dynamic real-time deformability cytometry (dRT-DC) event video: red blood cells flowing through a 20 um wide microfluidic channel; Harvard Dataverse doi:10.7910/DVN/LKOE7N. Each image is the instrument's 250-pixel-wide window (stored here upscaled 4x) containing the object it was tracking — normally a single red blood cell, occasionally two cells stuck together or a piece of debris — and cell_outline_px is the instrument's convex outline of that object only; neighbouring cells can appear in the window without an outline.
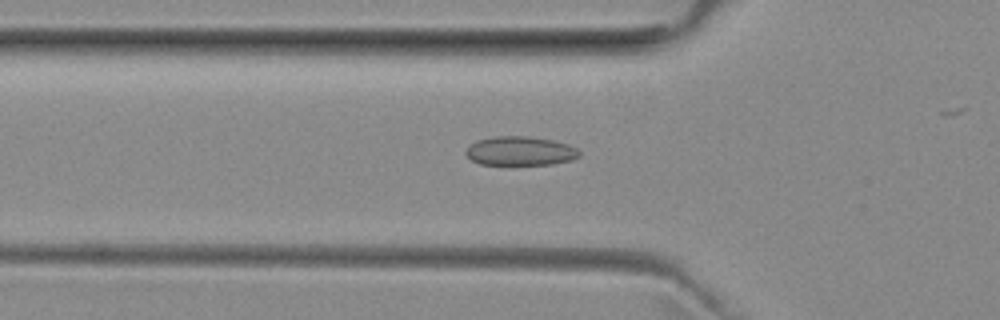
{"species": "common noctule bat (a hibernating species)", "species_latin": "Nyctalus noctula", "temperature_condition": "room temperature", "stored_images_in_passage": 40, "camera_frame_rate_fps": 3000, "um_per_image_px": 0.085, "animal": {"sex": "female", "body_mass_g": 29.2, "forearm_length_mm": 56.3}, "frame": {"image": 1, "passage_image": 16, "time_ms": 5.0, "image_size_px": [1000, 320], "cell_outline_px": [[580, 156], [572, 160], [552, 164], [480, 164], [472, 160], [464, 152], [476, 140], [492, 136], [528, 136], [552, 140], [568, 144], [576, 148], [580, 152]], "centroid_in_image_um": [44.23, 12.82], "position_along_channel_um": 81.6, "area_um2": 19.13}}
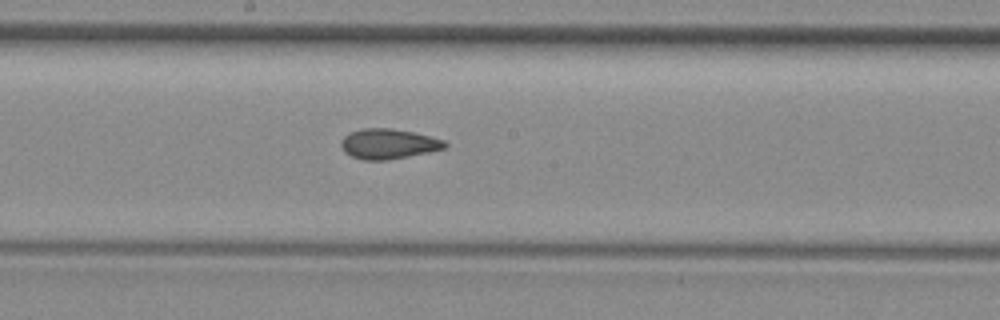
{"frame": {"image": 2, "passage_image": 26, "time_ms": 8.333, "image_size_px": [1000, 320], "cell_outline_px": [[448, 144], [444, 148], [428, 152], [388, 160], [364, 160], [352, 156], [344, 152], [340, 144], [344, 136], [348, 132], [360, 128], [392, 128], [412, 132], [444, 140]], "centroid_in_image_um": [32.97, 12.22], "position_along_channel_um": 215.2, "area_um2": 18.15}}
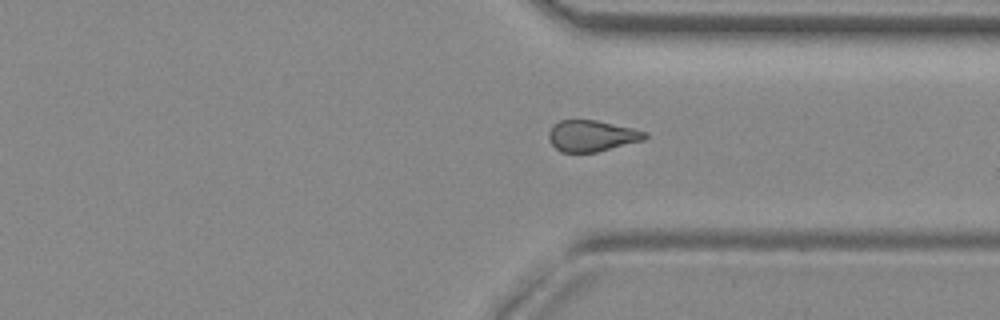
{"frame": {"image": 3, "passage_image": 37, "time_ms": 12.0, "image_size_px": [1000, 320], "cell_outline_px": [[648, 136], [644, 140], [596, 152], [560, 152], [552, 144], [548, 136], [548, 132], [552, 124], [560, 120], [596, 120], [632, 128], [648, 132]], "centroid_in_image_um": [50.29, 11.54], "position_along_channel_um": 361.1, "area_um2": 17.51}}